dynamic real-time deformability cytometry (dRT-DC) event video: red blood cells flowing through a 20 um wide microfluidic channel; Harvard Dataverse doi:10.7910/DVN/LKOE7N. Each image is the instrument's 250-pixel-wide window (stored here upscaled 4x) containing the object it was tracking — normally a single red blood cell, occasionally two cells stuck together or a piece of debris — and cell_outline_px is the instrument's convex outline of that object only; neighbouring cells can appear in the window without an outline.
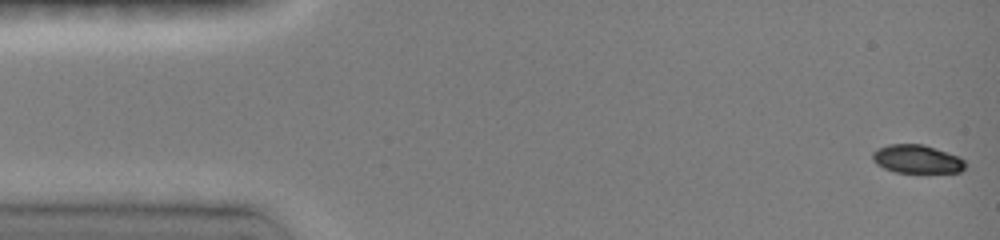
{"species": "common noctule bat (a hibernating species)", "species_latin": "Nyctalus noctula", "temperature_condition": "room temperature", "stored_images_in_passage": 48, "camera_frame_rate_fps": 3000, "um_per_image_px": 0.085, "animal": {"sex": "female", "body_mass_g": 19.0, "forearm_length_mm": 51.5}, "frame": {"image": 1, "passage_image": 1, "time_ms": 0.0, "image_size_px": [1000, 240], "cell_outline_px": [[964, 168], [960, 172], [896, 172], [884, 168], [876, 164], [872, 160], [872, 152], [876, 148], [888, 144], [924, 144], [960, 156], [964, 160]], "centroid_in_image_um": [77.91, 13.5], "position_along_channel_um": 7.1, "area_um2": 15.43}}
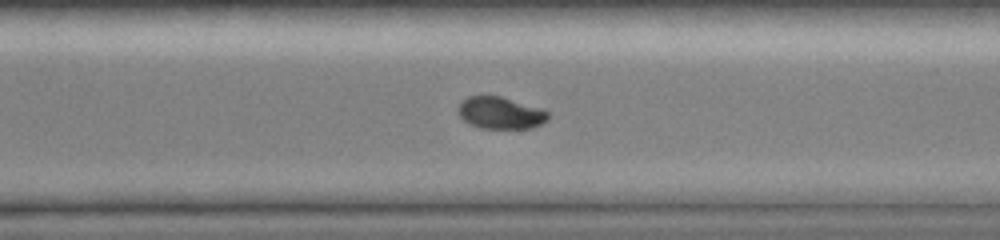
{"frame": {"image": 2, "passage_image": 34, "time_ms": 11.0, "image_size_px": [1000, 240], "cell_outline_px": [[548, 120], [532, 128], [480, 128], [468, 124], [460, 116], [456, 108], [460, 100], [468, 96], [500, 96], [540, 108], [548, 112]], "centroid_in_image_um": [42.48, 9.59], "position_along_channel_um": 328.1, "area_um2": 16.82}}
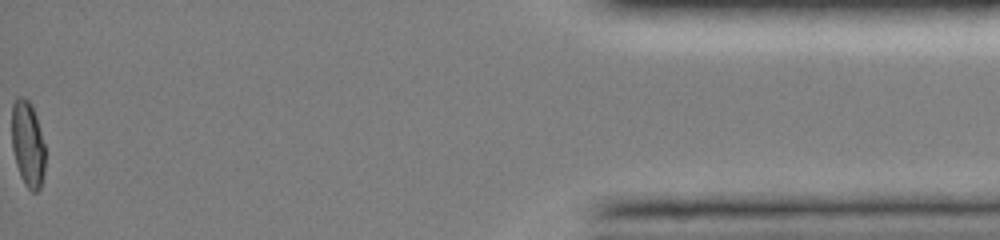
{"frame": {"image": 3, "passage_image": 48, "time_ms": 15.667, "image_size_px": [1000, 240], "cell_outline_px": [[44, 172], [40, 188], [36, 192], [32, 192], [24, 184], [20, 176], [16, 164], [12, 148], [12, 104], [20, 96], [24, 96], [32, 104], [36, 116], [44, 144]], "centroid_in_image_um": [2.35, 12.24], "position_along_channel_um": 432.9, "area_um2": 16.7}, "authors_computed_cell_mechanics": {"area_um2": 17.1377, "velocity_mm_per_s": 4.0488, "shape_relaxation_time_tau1_ms": 5.0079, "shape_relaxation_time_tau2_ms": null, "deformation_change_tau1": 0.1496, "deformation_change_tau2": null}}